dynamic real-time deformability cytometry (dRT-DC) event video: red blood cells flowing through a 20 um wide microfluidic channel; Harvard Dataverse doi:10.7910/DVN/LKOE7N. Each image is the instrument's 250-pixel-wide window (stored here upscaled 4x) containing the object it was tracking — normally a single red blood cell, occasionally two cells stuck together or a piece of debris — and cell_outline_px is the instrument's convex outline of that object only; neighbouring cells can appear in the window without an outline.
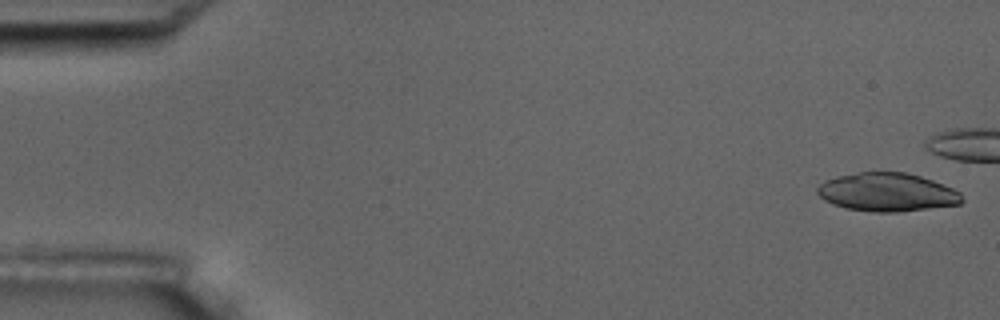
{"species": "common noctule bat (a hibernating species)", "species_latin": "Nyctalus noctula", "temperature_condition": "room temperature", "stored_images_in_passage": 6, "camera_frame_rate_fps": 3000, "um_per_image_px": 0.085, "animal": {"sex": "male", "body_mass_g": 17.5, "forearm_length_mm": 52.3}, "frame": {"image": 1, "passage_image": 1, "time_ms": 0.0, "image_size_px": [1000, 320], "cell_outline_px": [[964, 200], [960, 204], [896, 212], [872, 212], [844, 208], [832, 204], [824, 200], [816, 192], [816, 188], [824, 180], [836, 176], [860, 172], [904, 172], [920, 176], [932, 180], [952, 188], [960, 192]], "centroid_in_image_um": [75.37, 16.34], "position_along_channel_um": 9.6, "area_um2": 32.43}}